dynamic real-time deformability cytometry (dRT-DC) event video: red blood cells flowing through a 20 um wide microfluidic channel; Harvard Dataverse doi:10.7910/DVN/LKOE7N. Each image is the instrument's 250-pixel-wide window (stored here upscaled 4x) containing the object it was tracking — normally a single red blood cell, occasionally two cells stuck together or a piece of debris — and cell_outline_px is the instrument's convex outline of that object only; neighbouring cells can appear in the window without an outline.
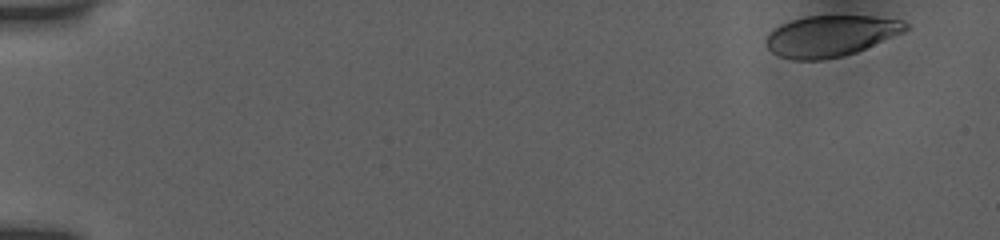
{"species": "human", "species_latin": "Homo sapiens", "temperature_condition": "room temperature", "stored_images_in_passage": 17, "camera_frame_rate_fps": 3000, "um_per_image_px": 0.085, "donor": {"sex": "female"}, "frame": {"image": 1, "passage_image": 1, "time_ms": 0.0, "image_size_px": [1000, 240], "cell_outline_px": [[908, 28], [904, 32], [856, 52], [844, 56], [820, 60], [796, 60], [780, 56], [772, 52], [768, 48], [764, 40], [772, 28], [780, 24], [804, 16], [872, 16], [904, 20], [908, 24]], "centroid_in_image_um": [70.59, 3.05], "position_along_channel_um": 14.4, "area_um2": 33.52}}
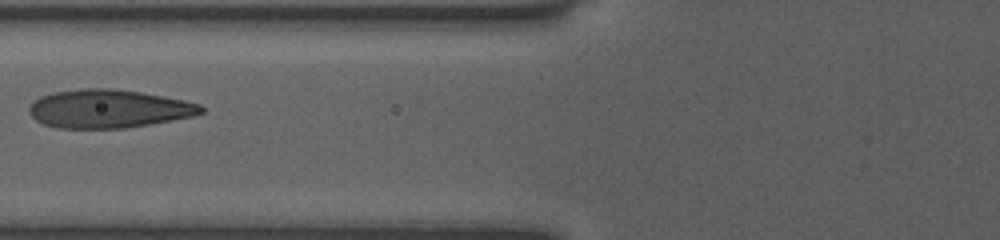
{"frame": {"image": 2, "passage_image": 13, "time_ms": 6.667, "image_size_px": [1000, 240], "cell_outline_px": [[204, 112], [192, 116], [172, 120], [124, 128], [56, 128], [44, 124], [36, 120], [28, 112], [28, 108], [40, 96], [52, 92], [80, 88], [112, 88], [140, 92], [164, 96], [184, 100], [200, 104], [204, 108]], "centroid_in_image_um": [9.21, 9.24], "position_along_channel_um": 116.6, "area_um2": 38.44}}
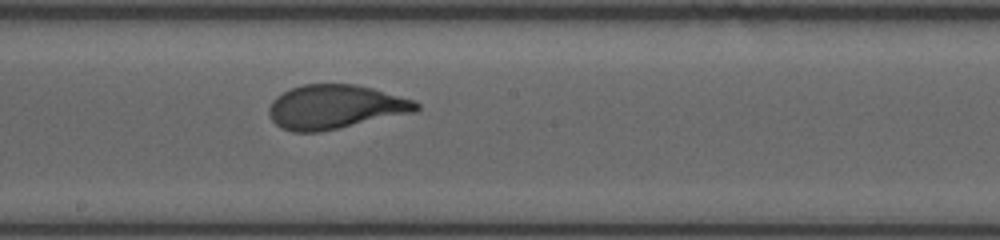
{"frame": {"image": 3, "passage_image": 17, "time_ms": 9.333, "image_size_px": [1000, 240], "cell_outline_px": [[420, 108], [416, 112], [320, 132], [292, 132], [280, 128], [272, 120], [268, 112], [268, 108], [272, 100], [276, 96], [292, 88], [304, 84], [356, 84], [372, 88], [416, 100], [420, 104]], "centroid_in_image_um": [28.51, 9.09], "position_along_channel_um": 219.7, "area_um2": 38.03}}